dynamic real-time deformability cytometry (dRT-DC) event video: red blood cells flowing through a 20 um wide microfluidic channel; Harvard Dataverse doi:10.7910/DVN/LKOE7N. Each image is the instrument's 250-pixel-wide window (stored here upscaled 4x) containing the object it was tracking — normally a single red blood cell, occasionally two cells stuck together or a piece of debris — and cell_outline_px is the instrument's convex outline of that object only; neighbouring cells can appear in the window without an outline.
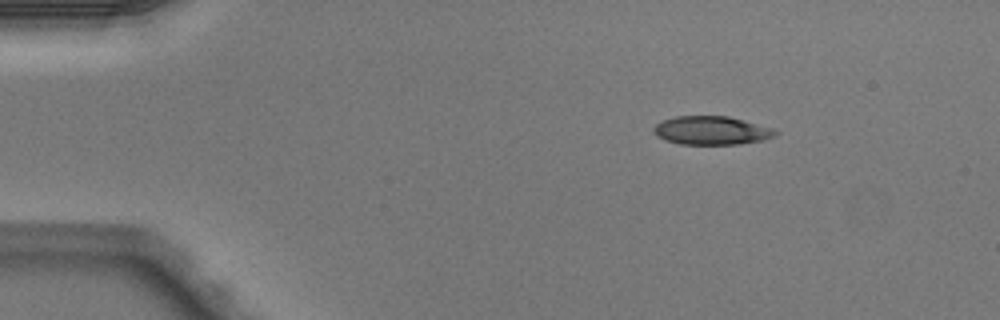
{"species": "Egyptian fruit bat (a non-hibernating species)", "species_latin": "Rousettus aegyptiacus", "temperature_condition": "warm", "stored_images_in_passage": 2, "camera_frame_rate_fps": 3000, "um_per_image_px": 0.085, "animal": {"sex": "male"}, "frame": {"image": 1, "passage_image": 1, "time_ms": 0.0, "image_size_px": [1000, 320], "cell_outline_px": [[780, 132], [776, 136], [764, 140], [736, 144], [680, 144], [664, 140], [656, 136], [652, 132], [652, 128], [656, 124], [664, 120], [676, 116], [728, 116], [744, 120], [772, 128]], "centroid_in_image_um": [60.47, 11.09], "position_along_channel_um": 24.5, "area_um2": 20.35}}